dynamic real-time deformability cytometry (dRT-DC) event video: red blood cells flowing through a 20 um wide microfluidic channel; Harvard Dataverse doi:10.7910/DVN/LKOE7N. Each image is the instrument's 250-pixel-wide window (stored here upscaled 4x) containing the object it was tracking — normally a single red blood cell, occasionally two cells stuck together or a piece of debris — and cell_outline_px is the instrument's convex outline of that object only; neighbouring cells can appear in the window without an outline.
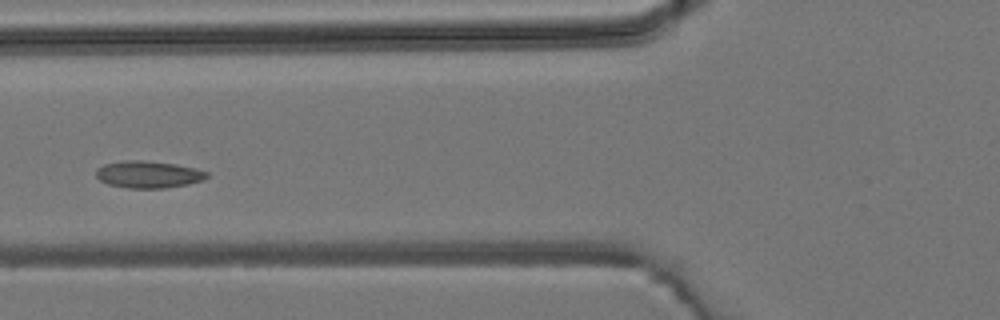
{"species": "common noctule bat (a hibernating species)", "species_latin": "Nyctalus noctula", "temperature_condition": "room temperature", "stored_images_in_passage": 4, "camera_frame_rate_fps": 3000, "um_per_image_px": 0.085, "animal": {"sex": "male", "body_mass_g": 19.2, "forearm_length_mm": 51.8}, "frame": {"image": 1, "passage_image": 3, "time_ms": 2.333, "image_size_px": [1000, 320], "cell_outline_px": [[208, 176], [204, 180], [188, 184], [164, 188], [128, 188], [108, 184], [100, 180], [96, 176], [96, 168], [104, 164], [124, 160], [144, 160], [176, 164], [196, 168], [208, 172]], "centroid_in_image_um": [12.61, 14.82], "position_along_channel_um": 113.2, "area_um2": 17.57}}
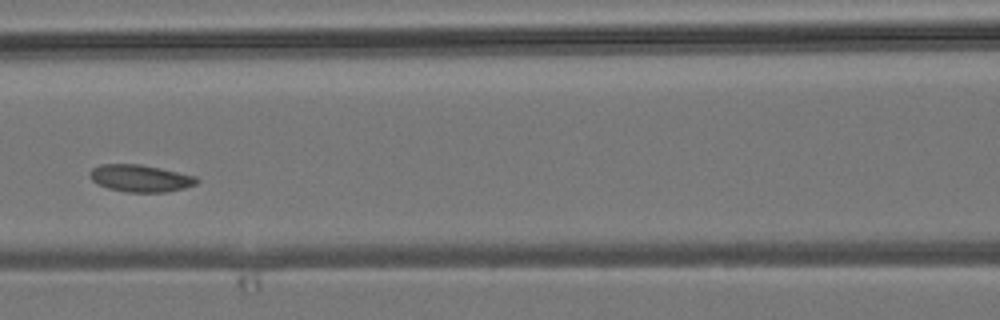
{"frame": {"image": 2, "passage_image": 4, "time_ms": 3.333, "image_size_px": [1000, 320], "cell_outline_px": [[200, 180], [196, 184], [184, 188], [168, 192], [128, 192], [108, 188], [92, 180], [88, 176], [88, 172], [92, 168], [100, 164], [140, 164], [160, 168], [196, 176]], "centroid_in_image_um": [11.93, 15.15], "position_along_channel_um": 154.7, "area_um2": 16.94}}